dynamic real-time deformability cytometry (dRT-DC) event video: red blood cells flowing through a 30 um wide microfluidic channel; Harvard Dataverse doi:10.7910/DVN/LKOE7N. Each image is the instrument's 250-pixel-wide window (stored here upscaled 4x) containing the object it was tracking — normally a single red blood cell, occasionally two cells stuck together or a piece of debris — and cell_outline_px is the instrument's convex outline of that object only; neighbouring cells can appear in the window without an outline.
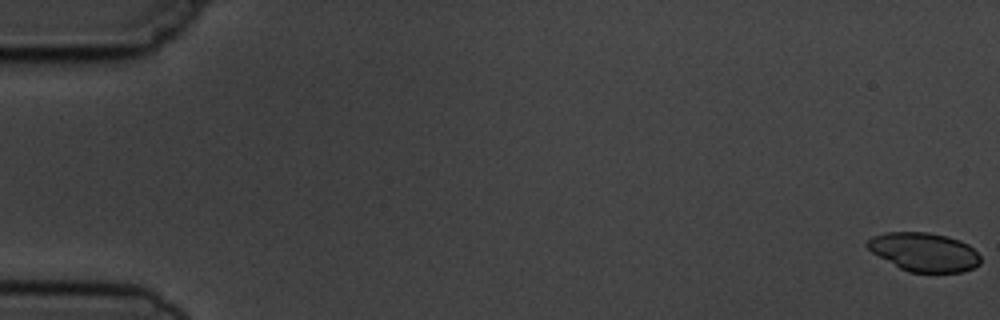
{"species": "common noctule bat (a hibernating species)", "species_latin": "Nyctalus noctula", "temperature_condition": "cold", "stored_images_in_passage": 6, "segment_of_instrument_passage": [2, 2], "camera_frame_rate_fps": 3000, "um_per_image_px": 0.085, "animal": {"sex": "male", "body_mass_g": 19.5, "forearm_length_mm": 54.6}, "frame": {"image": 1, "passage_image": 6, "time_ms": 6.667, "image_size_px": [1000, 320], "cell_outline_px": [[980, 264], [972, 268], [960, 272], [908, 272], [900, 268], [872, 252], [864, 244], [872, 236], [884, 232], [928, 232], [948, 236], [960, 240], [968, 244], [980, 256]], "centroid_in_image_um": [78.54, 21.41], "position_along_channel_um": 6.5, "area_um2": 25.49}}